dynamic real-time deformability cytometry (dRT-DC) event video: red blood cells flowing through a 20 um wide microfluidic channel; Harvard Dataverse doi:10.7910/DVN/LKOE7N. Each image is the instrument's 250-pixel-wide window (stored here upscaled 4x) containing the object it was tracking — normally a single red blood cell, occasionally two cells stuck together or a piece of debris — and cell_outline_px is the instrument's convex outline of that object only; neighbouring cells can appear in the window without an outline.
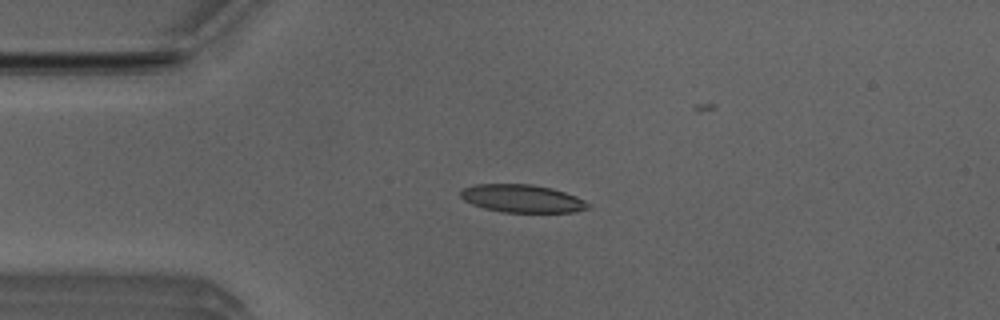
{"species": "Egyptian fruit bat (a non-hibernating species)", "species_latin": "Rousettus aegyptiacus", "temperature_condition": "room temperature", "stored_images_in_passage": 34, "camera_frame_rate_fps": 3000, "um_per_image_px": 0.085, "animal": {"sex": "male"}, "frame": {"image": 1, "passage_image": 5, "time_ms": 1.333, "image_size_px": [1000, 320], "cell_outline_px": [[592, 208], [572, 212], [500, 212], [484, 208], [472, 204], [464, 200], [460, 196], [460, 192], [464, 188], [476, 184], [532, 184], [552, 188], [576, 196], [592, 204]], "centroid_in_image_um": [44.42, 16.88], "position_along_channel_um": 40.6, "area_um2": 20.81}}
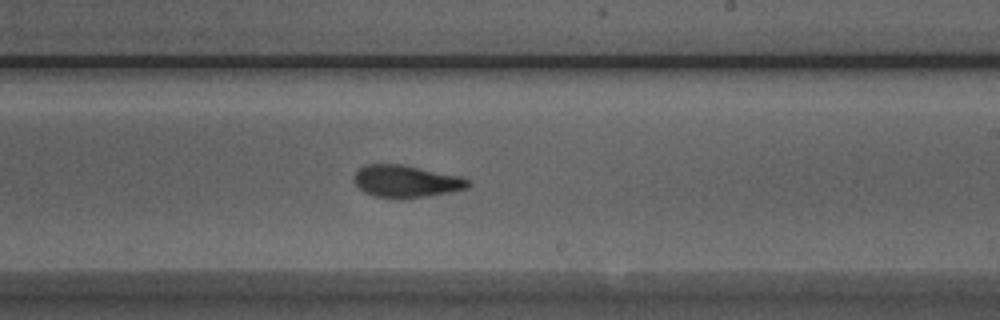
{"frame": {"image": 2, "passage_image": 23, "time_ms": 7.333, "image_size_px": [1000, 320], "cell_outline_px": [[472, 184], [468, 188], [448, 192], [400, 200], [372, 196], [364, 192], [352, 180], [352, 176], [364, 164], [400, 164], [460, 176], [468, 180]], "centroid_in_image_um": [34.47, 15.42], "position_along_channel_um": 254.5, "area_um2": 21.56}}
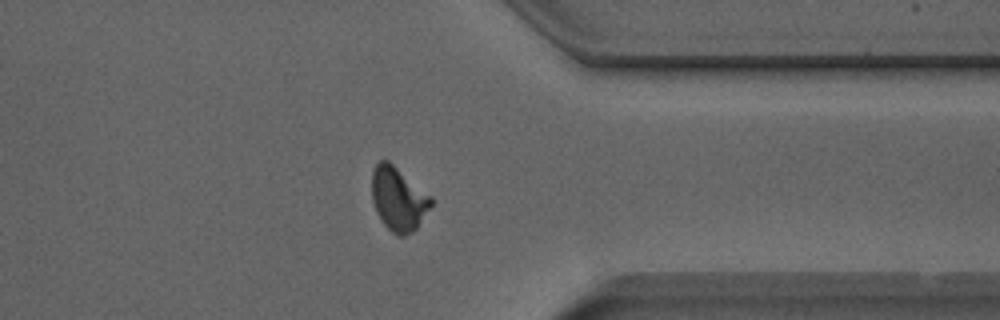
{"frame": {"image": 3, "passage_image": 33, "time_ms": 10.667, "image_size_px": [1000, 320], "cell_outline_px": [[432, 204], [416, 228], [412, 232], [404, 236], [396, 236], [380, 220], [376, 212], [372, 200], [372, 168], [380, 160], [388, 160], [432, 196]], "centroid_in_image_um": [33.84, 16.9], "position_along_channel_um": 377.6, "area_um2": 22.02}}